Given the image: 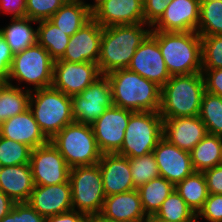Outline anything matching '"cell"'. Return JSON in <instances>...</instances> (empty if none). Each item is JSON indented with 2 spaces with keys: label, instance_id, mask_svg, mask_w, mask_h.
<instances>
[{
  "label": "cell",
  "instance_id": "cell-4",
  "mask_svg": "<svg viewBox=\"0 0 222 222\" xmlns=\"http://www.w3.org/2000/svg\"><path fill=\"white\" fill-rule=\"evenodd\" d=\"M204 91L202 72L171 76L161 88L159 114L163 119L199 116Z\"/></svg>",
  "mask_w": 222,
  "mask_h": 222
},
{
  "label": "cell",
  "instance_id": "cell-26",
  "mask_svg": "<svg viewBox=\"0 0 222 222\" xmlns=\"http://www.w3.org/2000/svg\"><path fill=\"white\" fill-rule=\"evenodd\" d=\"M26 88L24 91V89L17 85L0 83V125L29 108L32 88Z\"/></svg>",
  "mask_w": 222,
  "mask_h": 222
},
{
  "label": "cell",
  "instance_id": "cell-11",
  "mask_svg": "<svg viewBox=\"0 0 222 222\" xmlns=\"http://www.w3.org/2000/svg\"><path fill=\"white\" fill-rule=\"evenodd\" d=\"M133 112L113 105L91 124L102 154L117 153L121 149L125 130Z\"/></svg>",
  "mask_w": 222,
  "mask_h": 222
},
{
  "label": "cell",
  "instance_id": "cell-51",
  "mask_svg": "<svg viewBox=\"0 0 222 222\" xmlns=\"http://www.w3.org/2000/svg\"><path fill=\"white\" fill-rule=\"evenodd\" d=\"M94 1V4H89V7L91 10H93L101 1L103 0H93Z\"/></svg>",
  "mask_w": 222,
  "mask_h": 222
},
{
  "label": "cell",
  "instance_id": "cell-36",
  "mask_svg": "<svg viewBox=\"0 0 222 222\" xmlns=\"http://www.w3.org/2000/svg\"><path fill=\"white\" fill-rule=\"evenodd\" d=\"M72 116L75 122L91 125L107 109L103 103L87 101L79 94L71 96Z\"/></svg>",
  "mask_w": 222,
  "mask_h": 222
},
{
  "label": "cell",
  "instance_id": "cell-29",
  "mask_svg": "<svg viewBox=\"0 0 222 222\" xmlns=\"http://www.w3.org/2000/svg\"><path fill=\"white\" fill-rule=\"evenodd\" d=\"M176 191L197 215L209 196L206 178L203 172H194L175 186Z\"/></svg>",
  "mask_w": 222,
  "mask_h": 222
},
{
  "label": "cell",
  "instance_id": "cell-16",
  "mask_svg": "<svg viewBox=\"0 0 222 222\" xmlns=\"http://www.w3.org/2000/svg\"><path fill=\"white\" fill-rule=\"evenodd\" d=\"M200 0H170L152 31L197 32Z\"/></svg>",
  "mask_w": 222,
  "mask_h": 222
},
{
  "label": "cell",
  "instance_id": "cell-34",
  "mask_svg": "<svg viewBox=\"0 0 222 222\" xmlns=\"http://www.w3.org/2000/svg\"><path fill=\"white\" fill-rule=\"evenodd\" d=\"M31 151L23 143L0 136V167L30 163Z\"/></svg>",
  "mask_w": 222,
  "mask_h": 222
},
{
  "label": "cell",
  "instance_id": "cell-50",
  "mask_svg": "<svg viewBox=\"0 0 222 222\" xmlns=\"http://www.w3.org/2000/svg\"><path fill=\"white\" fill-rule=\"evenodd\" d=\"M89 222H118L112 219L105 218L100 214L93 215L89 217Z\"/></svg>",
  "mask_w": 222,
  "mask_h": 222
},
{
  "label": "cell",
  "instance_id": "cell-45",
  "mask_svg": "<svg viewBox=\"0 0 222 222\" xmlns=\"http://www.w3.org/2000/svg\"><path fill=\"white\" fill-rule=\"evenodd\" d=\"M26 0H0V11L12 14L11 18L25 17Z\"/></svg>",
  "mask_w": 222,
  "mask_h": 222
},
{
  "label": "cell",
  "instance_id": "cell-22",
  "mask_svg": "<svg viewBox=\"0 0 222 222\" xmlns=\"http://www.w3.org/2000/svg\"><path fill=\"white\" fill-rule=\"evenodd\" d=\"M100 215L118 222H147L137 189L105 197Z\"/></svg>",
  "mask_w": 222,
  "mask_h": 222
},
{
  "label": "cell",
  "instance_id": "cell-1",
  "mask_svg": "<svg viewBox=\"0 0 222 222\" xmlns=\"http://www.w3.org/2000/svg\"><path fill=\"white\" fill-rule=\"evenodd\" d=\"M151 31V26L145 23L102 27L100 56L97 63L101 75L128 68L136 50Z\"/></svg>",
  "mask_w": 222,
  "mask_h": 222
},
{
  "label": "cell",
  "instance_id": "cell-41",
  "mask_svg": "<svg viewBox=\"0 0 222 222\" xmlns=\"http://www.w3.org/2000/svg\"><path fill=\"white\" fill-rule=\"evenodd\" d=\"M170 0H143L144 23L153 26L162 16Z\"/></svg>",
  "mask_w": 222,
  "mask_h": 222
},
{
  "label": "cell",
  "instance_id": "cell-38",
  "mask_svg": "<svg viewBox=\"0 0 222 222\" xmlns=\"http://www.w3.org/2000/svg\"><path fill=\"white\" fill-rule=\"evenodd\" d=\"M79 95L87 101L103 103L107 108L113 106L111 85L106 75H101Z\"/></svg>",
  "mask_w": 222,
  "mask_h": 222
},
{
  "label": "cell",
  "instance_id": "cell-39",
  "mask_svg": "<svg viewBox=\"0 0 222 222\" xmlns=\"http://www.w3.org/2000/svg\"><path fill=\"white\" fill-rule=\"evenodd\" d=\"M68 0H26L25 17L42 21L51 18Z\"/></svg>",
  "mask_w": 222,
  "mask_h": 222
},
{
  "label": "cell",
  "instance_id": "cell-21",
  "mask_svg": "<svg viewBox=\"0 0 222 222\" xmlns=\"http://www.w3.org/2000/svg\"><path fill=\"white\" fill-rule=\"evenodd\" d=\"M0 136L23 143L32 150L50 141L41 131L29 108L2 123Z\"/></svg>",
  "mask_w": 222,
  "mask_h": 222
},
{
  "label": "cell",
  "instance_id": "cell-6",
  "mask_svg": "<svg viewBox=\"0 0 222 222\" xmlns=\"http://www.w3.org/2000/svg\"><path fill=\"white\" fill-rule=\"evenodd\" d=\"M50 141L70 168L98 164L102 155L89 124L74 121L66 125Z\"/></svg>",
  "mask_w": 222,
  "mask_h": 222
},
{
  "label": "cell",
  "instance_id": "cell-20",
  "mask_svg": "<svg viewBox=\"0 0 222 222\" xmlns=\"http://www.w3.org/2000/svg\"><path fill=\"white\" fill-rule=\"evenodd\" d=\"M207 134L199 116L163 119V138L182 150L190 152Z\"/></svg>",
  "mask_w": 222,
  "mask_h": 222
},
{
  "label": "cell",
  "instance_id": "cell-13",
  "mask_svg": "<svg viewBox=\"0 0 222 222\" xmlns=\"http://www.w3.org/2000/svg\"><path fill=\"white\" fill-rule=\"evenodd\" d=\"M128 69L156 83L161 88L171 77L158 41L151 33L136 50Z\"/></svg>",
  "mask_w": 222,
  "mask_h": 222
},
{
  "label": "cell",
  "instance_id": "cell-27",
  "mask_svg": "<svg viewBox=\"0 0 222 222\" xmlns=\"http://www.w3.org/2000/svg\"><path fill=\"white\" fill-rule=\"evenodd\" d=\"M222 137L207 134L191 151L195 172H204L221 163Z\"/></svg>",
  "mask_w": 222,
  "mask_h": 222
},
{
  "label": "cell",
  "instance_id": "cell-14",
  "mask_svg": "<svg viewBox=\"0 0 222 222\" xmlns=\"http://www.w3.org/2000/svg\"><path fill=\"white\" fill-rule=\"evenodd\" d=\"M161 177L174 186L195 172L189 151L182 150L161 138L153 152Z\"/></svg>",
  "mask_w": 222,
  "mask_h": 222
},
{
  "label": "cell",
  "instance_id": "cell-47",
  "mask_svg": "<svg viewBox=\"0 0 222 222\" xmlns=\"http://www.w3.org/2000/svg\"><path fill=\"white\" fill-rule=\"evenodd\" d=\"M45 222H89L85 213L71 210L65 213L45 217Z\"/></svg>",
  "mask_w": 222,
  "mask_h": 222
},
{
  "label": "cell",
  "instance_id": "cell-18",
  "mask_svg": "<svg viewBox=\"0 0 222 222\" xmlns=\"http://www.w3.org/2000/svg\"><path fill=\"white\" fill-rule=\"evenodd\" d=\"M27 203L43 217L73 210L70 181L50 186L35 185Z\"/></svg>",
  "mask_w": 222,
  "mask_h": 222
},
{
  "label": "cell",
  "instance_id": "cell-44",
  "mask_svg": "<svg viewBox=\"0 0 222 222\" xmlns=\"http://www.w3.org/2000/svg\"><path fill=\"white\" fill-rule=\"evenodd\" d=\"M209 194H222V165H217L204 172Z\"/></svg>",
  "mask_w": 222,
  "mask_h": 222
},
{
  "label": "cell",
  "instance_id": "cell-28",
  "mask_svg": "<svg viewBox=\"0 0 222 222\" xmlns=\"http://www.w3.org/2000/svg\"><path fill=\"white\" fill-rule=\"evenodd\" d=\"M174 189L175 186L161 176L150 180L137 189L143 211L148 218L157 213L164 200Z\"/></svg>",
  "mask_w": 222,
  "mask_h": 222
},
{
  "label": "cell",
  "instance_id": "cell-43",
  "mask_svg": "<svg viewBox=\"0 0 222 222\" xmlns=\"http://www.w3.org/2000/svg\"><path fill=\"white\" fill-rule=\"evenodd\" d=\"M205 91L222 97V68L202 69Z\"/></svg>",
  "mask_w": 222,
  "mask_h": 222
},
{
  "label": "cell",
  "instance_id": "cell-42",
  "mask_svg": "<svg viewBox=\"0 0 222 222\" xmlns=\"http://www.w3.org/2000/svg\"><path fill=\"white\" fill-rule=\"evenodd\" d=\"M13 55L10 46L0 33V83H7L8 81Z\"/></svg>",
  "mask_w": 222,
  "mask_h": 222
},
{
  "label": "cell",
  "instance_id": "cell-49",
  "mask_svg": "<svg viewBox=\"0 0 222 222\" xmlns=\"http://www.w3.org/2000/svg\"><path fill=\"white\" fill-rule=\"evenodd\" d=\"M0 222H20V214L12 208L10 212L0 220Z\"/></svg>",
  "mask_w": 222,
  "mask_h": 222
},
{
  "label": "cell",
  "instance_id": "cell-5",
  "mask_svg": "<svg viewBox=\"0 0 222 222\" xmlns=\"http://www.w3.org/2000/svg\"><path fill=\"white\" fill-rule=\"evenodd\" d=\"M29 109L49 140L74 122L71 96L53 87L31 90Z\"/></svg>",
  "mask_w": 222,
  "mask_h": 222
},
{
  "label": "cell",
  "instance_id": "cell-15",
  "mask_svg": "<svg viewBox=\"0 0 222 222\" xmlns=\"http://www.w3.org/2000/svg\"><path fill=\"white\" fill-rule=\"evenodd\" d=\"M102 27L91 18L75 34L70 36L63 61L98 63L100 56Z\"/></svg>",
  "mask_w": 222,
  "mask_h": 222
},
{
  "label": "cell",
  "instance_id": "cell-24",
  "mask_svg": "<svg viewBox=\"0 0 222 222\" xmlns=\"http://www.w3.org/2000/svg\"><path fill=\"white\" fill-rule=\"evenodd\" d=\"M92 18V10L84 0H68L48 20L69 36Z\"/></svg>",
  "mask_w": 222,
  "mask_h": 222
},
{
  "label": "cell",
  "instance_id": "cell-19",
  "mask_svg": "<svg viewBox=\"0 0 222 222\" xmlns=\"http://www.w3.org/2000/svg\"><path fill=\"white\" fill-rule=\"evenodd\" d=\"M107 196L135 190L129 158L117 153L102 154L98 162Z\"/></svg>",
  "mask_w": 222,
  "mask_h": 222
},
{
  "label": "cell",
  "instance_id": "cell-40",
  "mask_svg": "<svg viewBox=\"0 0 222 222\" xmlns=\"http://www.w3.org/2000/svg\"><path fill=\"white\" fill-rule=\"evenodd\" d=\"M200 217L207 222H222V194H209L197 214V219Z\"/></svg>",
  "mask_w": 222,
  "mask_h": 222
},
{
  "label": "cell",
  "instance_id": "cell-46",
  "mask_svg": "<svg viewBox=\"0 0 222 222\" xmlns=\"http://www.w3.org/2000/svg\"><path fill=\"white\" fill-rule=\"evenodd\" d=\"M13 208L20 214V222H45L41 216L27 202L15 203Z\"/></svg>",
  "mask_w": 222,
  "mask_h": 222
},
{
  "label": "cell",
  "instance_id": "cell-2",
  "mask_svg": "<svg viewBox=\"0 0 222 222\" xmlns=\"http://www.w3.org/2000/svg\"><path fill=\"white\" fill-rule=\"evenodd\" d=\"M111 85L113 105L131 111H159L161 87L128 68L106 75Z\"/></svg>",
  "mask_w": 222,
  "mask_h": 222
},
{
  "label": "cell",
  "instance_id": "cell-3",
  "mask_svg": "<svg viewBox=\"0 0 222 222\" xmlns=\"http://www.w3.org/2000/svg\"><path fill=\"white\" fill-rule=\"evenodd\" d=\"M170 76L202 72V42L197 32L151 31Z\"/></svg>",
  "mask_w": 222,
  "mask_h": 222
},
{
  "label": "cell",
  "instance_id": "cell-8",
  "mask_svg": "<svg viewBox=\"0 0 222 222\" xmlns=\"http://www.w3.org/2000/svg\"><path fill=\"white\" fill-rule=\"evenodd\" d=\"M54 62L49 52L35 43L13 55L7 83L16 79L19 85H33V90L52 87Z\"/></svg>",
  "mask_w": 222,
  "mask_h": 222
},
{
  "label": "cell",
  "instance_id": "cell-17",
  "mask_svg": "<svg viewBox=\"0 0 222 222\" xmlns=\"http://www.w3.org/2000/svg\"><path fill=\"white\" fill-rule=\"evenodd\" d=\"M92 18L101 26L144 23L143 0H103Z\"/></svg>",
  "mask_w": 222,
  "mask_h": 222
},
{
  "label": "cell",
  "instance_id": "cell-30",
  "mask_svg": "<svg viewBox=\"0 0 222 222\" xmlns=\"http://www.w3.org/2000/svg\"><path fill=\"white\" fill-rule=\"evenodd\" d=\"M38 24L37 43L49 52L54 61L60 59L65 53L70 36L49 20L38 21Z\"/></svg>",
  "mask_w": 222,
  "mask_h": 222
},
{
  "label": "cell",
  "instance_id": "cell-9",
  "mask_svg": "<svg viewBox=\"0 0 222 222\" xmlns=\"http://www.w3.org/2000/svg\"><path fill=\"white\" fill-rule=\"evenodd\" d=\"M69 181L73 210L89 217L100 214L106 195L99 165L70 168Z\"/></svg>",
  "mask_w": 222,
  "mask_h": 222
},
{
  "label": "cell",
  "instance_id": "cell-48",
  "mask_svg": "<svg viewBox=\"0 0 222 222\" xmlns=\"http://www.w3.org/2000/svg\"><path fill=\"white\" fill-rule=\"evenodd\" d=\"M15 202L0 190V220L13 208Z\"/></svg>",
  "mask_w": 222,
  "mask_h": 222
},
{
  "label": "cell",
  "instance_id": "cell-33",
  "mask_svg": "<svg viewBox=\"0 0 222 222\" xmlns=\"http://www.w3.org/2000/svg\"><path fill=\"white\" fill-rule=\"evenodd\" d=\"M197 33L200 36L222 35V1H200Z\"/></svg>",
  "mask_w": 222,
  "mask_h": 222
},
{
  "label": "cell",
  "instance_id": "cell-32",
  "mask_svg": "<svg viewBox=\"0 0 222 222\" xmlns=\"http://www.w3.org/2000/svg\"><path fill=\"white\" fill-rule=\"evenodd\" d=\"M200 119L208 134L222 137V97L204 91L201 99Z\"/></svg>",
  "mask_w": 222,
  "mask_h": 222
},
{
  "label": "cell",
  "instance_id": "cell-31",
  "mask_svg": "<svg viewBox=\"0 0 222 222\" xmlns=\"http://www.w3.org/2000/svg\"><path fill=\"white\" fill-rule=\"evenodd\" d=\"M148 219H164L171 222H198L197 215L186 204L176 189L164 200L157 213Z\"/></svg>",
  "mask_w": 222,
  "mask_h": 222
},
{
  "label": "cell",
  "instance_id": "cell-12",
  "mask_svg": "<svg viewBox=\"0 0 222 222\" xmlns=\"http://www.w3.org/2000/svg\"><path fill=\"white\" fill-rule=\"evenodd\" d=\"M100 76L96 63H73L58 59L54 62L52 87L73 96L80 94Z\"/></svg>",
  "mask_w": 222,
  "mask_h": 222
},
{
  "label": "cell",
  "instance_id": "cell-35",
  "mask_svg": "<svg viewBox=\"0 0 222 222\" xmlns=\"http://www.w3.org/2000/svg\"><path fill=\"white\" fill-rule=\"evenodd\" d=\"M129 164L135 189H138L143 184H146L150 180L160 176L158 165L153 153L140 157L129 158Z\"/></svg>",
  "mask_w": 222,
  "mask_h": 222
},
{
  "label": "cell",
  "instance_id": "cell-7",
  "mask_svg": "<svg viewBox=\"0 0 222 222\" xmlns=\"http://www.w3.org/2000/svg\"><path fill=\"white\" fill-rule=\"evenodd\" d=\"M163 118L159 111H136L129 118L123 145L117 154L135 158L153 152L163 137Z\"/></svg>",
  "mask_w": 222,
  "mask_h": 222
},
{
  "label": "cell",
  "instance_id": "cell-23",
  "mask_svg": "<svg viewBox=\"0 0 222 222\" xmlns=\"http://www.w3.org/2000/svg\"><path fill=\"white\" fill-rule=\"evenodd\" d=\"M34 187L30 163L0 167V190L15 203L27 202Z\"/></svg>",
  "mask_w": 222,
  "mask_h": 222
},
{
  "label": "cell",
  "instance_id": "cell-10",
  "mask_svg": "<svg viewBox=\"0 0 222 222\" xmlns=\"http://www.w3.org/2000/svg\"><path fill=\"white\" fill-rule=\"evenodd\" d=\"M30 166L35 185L50 186L69 180L70 167L51 141L31 151Z\"/></svg>",
  "mask_w": 222,
  "mask_h": 222
},
{
  "label": "cell",
  "instance_id": "cell-25",
  "mask_svg": "<svg viewBox=\"0 0 222 222\" xmlns=\"http://www.w3.org/2000/svg\"><path fill=\"white\" fill-rule=\"evenodd\" d=\"M31 22L38 23L27 17L11 18L9 25L0 28V33L4 36L13 54L37 43V28L31 26Z\"/></svg>",
  "mask_w": 222,
  "mask_h": 222
},
{
  "label": "cell",
  "instance_id": "cell-53",
  "mask_svg": "<svg viewBox=\"0 0 222 222\" xmlns=\"http://www.w3.org/2000/svg\"><path fill=\"white\" fill-rule=\"evenodd\" d=\"M200 1H222V0H200Z\"/></svg>",
  "mask_w": 222,
  "mask_h": 222
},
{
  "label": "cell",
  "instance_id": "cell-37",
  "mask_svg": "<svg viewBox=\"0 0 222 222\" xmlns=\"http://www.w3.org/2000/svg\"><path fill=\"white\" fill-rule=\"evenodd\" d=\"M202 69L222 68V35L201 36Z\"/></svg>",
  "mask_w": 222,
  "mask_h": 222
},
{
  "label": "cell",
  "instance_id": "cell-52",
  "mask_svg": "<svg viewBox=\"0 0 222 222\" xmlns=\"http://www.w3.org/2000/svg\"><path fill=\"white\" fill-rule=\"evenodd\" d=\"M147 222H171L164 219H148Z\"/></svg>",
  "mask_w": 222,
  "mask_h": 222
}]
</instances>
